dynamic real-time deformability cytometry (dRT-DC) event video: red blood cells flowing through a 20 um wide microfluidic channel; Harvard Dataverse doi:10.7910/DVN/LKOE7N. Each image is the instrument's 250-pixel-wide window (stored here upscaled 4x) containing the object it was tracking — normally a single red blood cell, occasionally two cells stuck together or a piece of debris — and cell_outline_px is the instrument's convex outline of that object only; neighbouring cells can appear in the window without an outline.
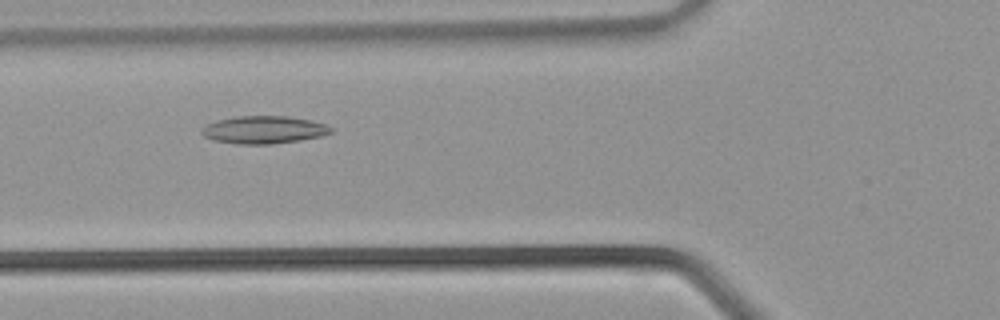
{"species": "common noctule bat (a hibernating species)", "species_latin": "Nyctalus noctula", "temperature_condition": "warm", "stored_images_in_passage": 32, "camera_frame_rate_fps": 3000, "um_per_image_px": 0.085, "animal": {"sex": "male", "body_mass_g": 21.5, "forearm_length_mm": 52.0}, "frame": {"image": 1, "passage_image": 10, "time_ms": 3.0, "image_size_px": [1000, 320], "cell_outline_px": [[336, 128], [332, 132], [324, 136], [300, 140], [272, 144], [236, 144], [212, 140], [204, 136], [200, 132], [200, 128], [216, 120], [236, 116], [288, 116], [312, 120], [328, 124]], "centroid_in_image_um": [22.47, 11.03], "position_along_channel_um": 103.3, "area_um2": 21.27}}
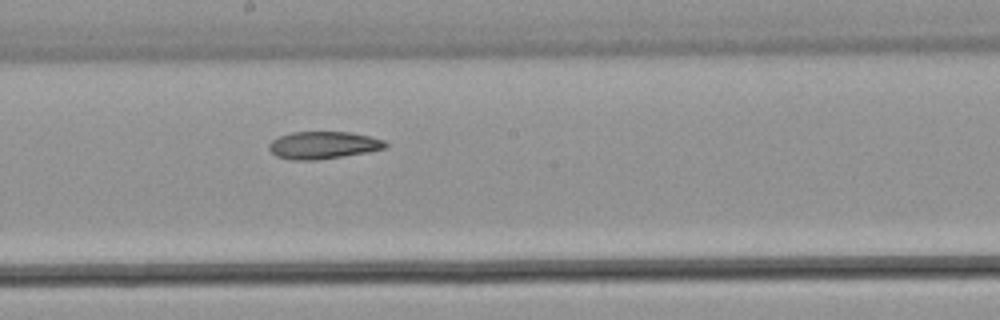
{"frame": {"image": 2, "passage_image": 16, "time_ms": 5.0, "image_size_px": [1000, 320], "cell_outline_px": [[388, 144], [384, 148], [368, 152], [316, 160], [292, 160], [276, 156], [268, 148], [268, 144], [272, 140], [280, 136], [292, 132], [348, 132], [368, 136], [384, 140]], "centroid_in_image_um": [27.44, 12.34], "position_along_channel_um": 220.8, "area_um2": 18.44}}
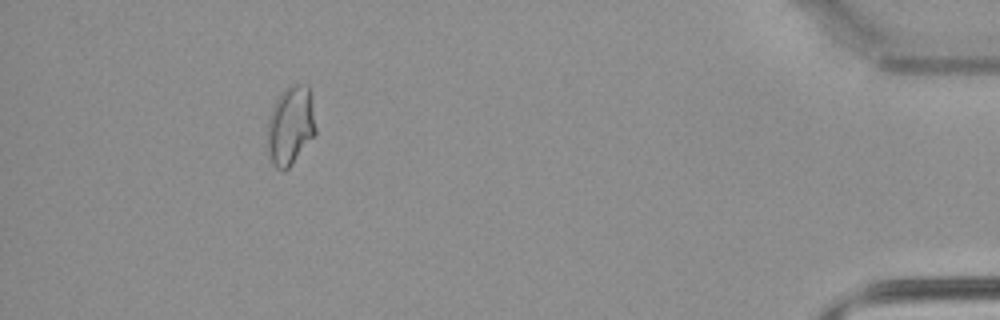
{"frame": {"image": 3, "passage_image": 29, "time_ms": 9.333, "image_size_px": [1000, 320], "cell_outline_px": [[316, 136], [292, 164], [284, 172], [276, 168], [272, 164], [268, 156], [268, 120], [272, 108], [280, 92], [288, 84], [308, 84], [316, 128]], "centroid_in_image_um": [24.7, 10.69], "position_along_channel_um": 410.5, "area_um2": 22.54}}